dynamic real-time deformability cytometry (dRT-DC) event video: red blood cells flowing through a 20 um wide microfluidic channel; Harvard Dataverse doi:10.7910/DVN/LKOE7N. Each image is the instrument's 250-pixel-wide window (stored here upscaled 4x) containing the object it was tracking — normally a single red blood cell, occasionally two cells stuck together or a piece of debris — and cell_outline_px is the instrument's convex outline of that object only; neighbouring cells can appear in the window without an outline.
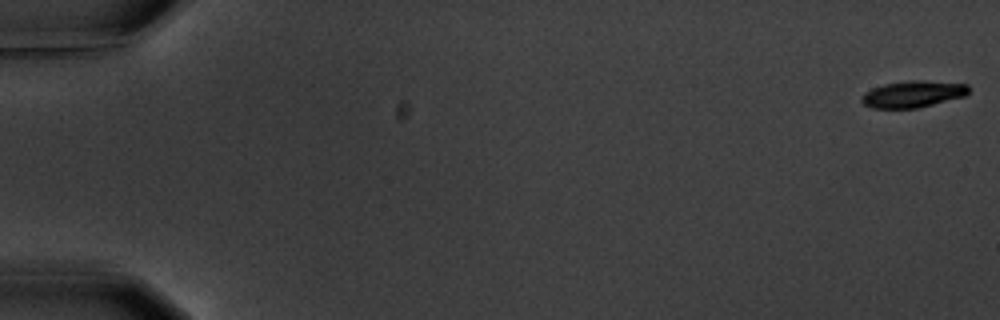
{"species": "common noctule bat (a hibernating species)", "species_latin": "Nyctalus noctula", "temperature_condition": "warm", "stored_images_in_passage": 7, "camera_frame_rate_fps": 3000, "um_per_image_px": 0.085, "animal": {"sex": "male", "body_mass_g": 20.1, "forearm_length_mm": 53.5}, "frame": {"image": 1, "passage_image": 1, "time_ms": 0.0, "image_size_px": [1000, 320], "cell_outline_px": [[968, 92], [964, 96], [916, 108], [872, 108], [864, 104], [860, 100], [860, 96], [864, 92], [872, 88], [884, 84], [912, 80], [916, 80], [968, 84]], "centroid_in_image_um": [77.54, 8.0], "position_along_channel_um": 7.5, "area_um2": 16.42}}
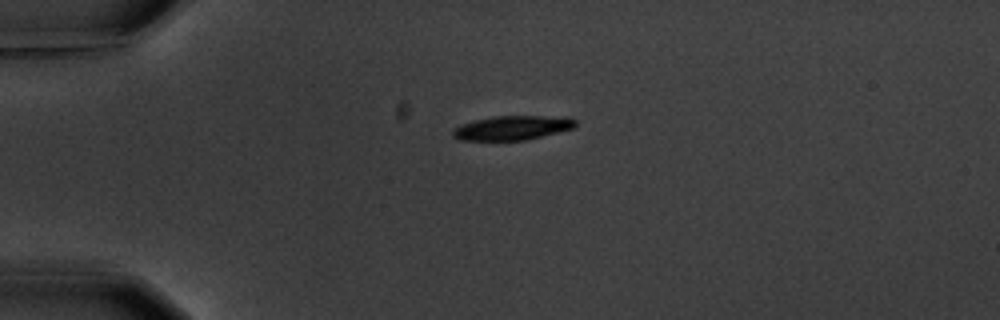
{"frame": {"image": 2, "passage_image": 5, "time_ms": 4.667, "image_size_px": [1000, 320], "cell_outline_px": [[576, 124], [572, 128], [524, 140], [460, 140], [452, 136], [452, 128], [476, 120], [492, 116], [568, 116], [576, 120]], "centroid_in_image_um": [43.53, 10.85], "position_along_channel_um": 41.5, "area_um2": 17.17}}
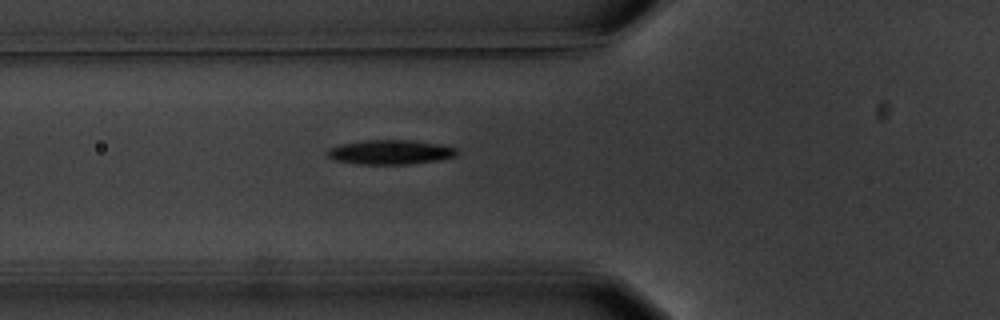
{"frame": {"image": 3, "passage_image": 7, "time_ms": 7.0, "image_size_px": [1000, 320], "cell_outline_px": [[456, 156], [436, 160], [408, 164], [356, 164], [336, 160], [324, 156], [324, 152], [328, 148], [340, 144], [368, 140], [412, 140], [440, 144], [456, 148]], "centroid_in_image_um": [33.1, 12.93], "position_along_channel_um": 92.7, "area_um2": 18.5}}